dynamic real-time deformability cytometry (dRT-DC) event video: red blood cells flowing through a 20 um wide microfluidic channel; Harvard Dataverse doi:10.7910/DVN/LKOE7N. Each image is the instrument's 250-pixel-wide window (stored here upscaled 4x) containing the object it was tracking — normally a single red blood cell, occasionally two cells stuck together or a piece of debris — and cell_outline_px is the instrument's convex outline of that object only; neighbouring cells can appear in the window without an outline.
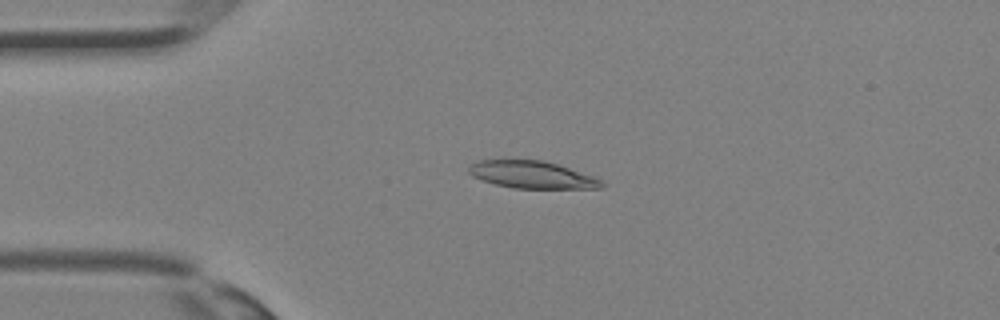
{"species": "Egyptian fruit bat (a non-hibernating species)", "species_latin": "Rousettus aegyptiacus", "temperature_condition": "room temperature", "stored_images_in_passage": 28, "camera_frame_rate_fps": 3000, "um_per_image_px": 0.085, "animal": {"sex": "female"}, "frame": {"image": 1, "passage_image": 2, "time_ms": 0.333, "image_size_px": [1000, 320], "cell_outline_px": [[604, 188], [512, 188], [496, 184], [472, 176], [468, 172], [468, 168], [476, 160], [544, 160], [604, 180]], "centroid_in_image_um": [45.22, 14.85], "position_along_channel_um": 39.8, "area_um2": 20.92}}
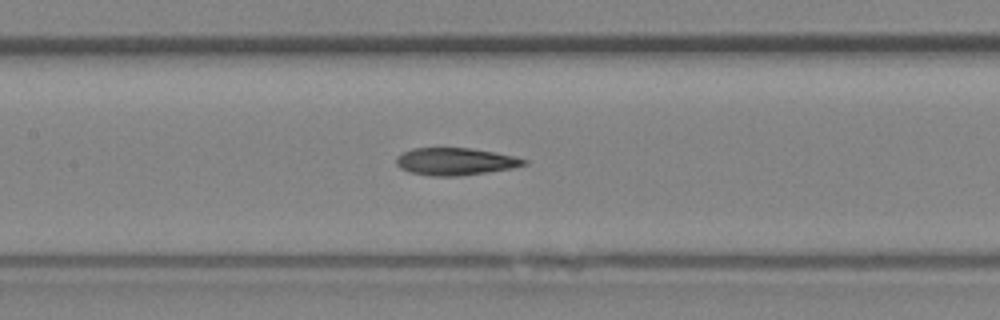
{"frame": {"image": 2, "passage_image": 10, "time_ms": 3.0, "image_size_px": [1000, 320], "cell_outline_px": [[528, 164], [512, 168], [488, 172], [460, 176], [432, 176], [408, 172], [400, 168], [396, 164], [396, 156], [400, 152], [412, 148], [472, 148], [512, 156], [528, 160]], "centroid_in_image_um": [38.65, 13.73], "position_along_channel_um": 168.8, "area_um2": 20.46}}
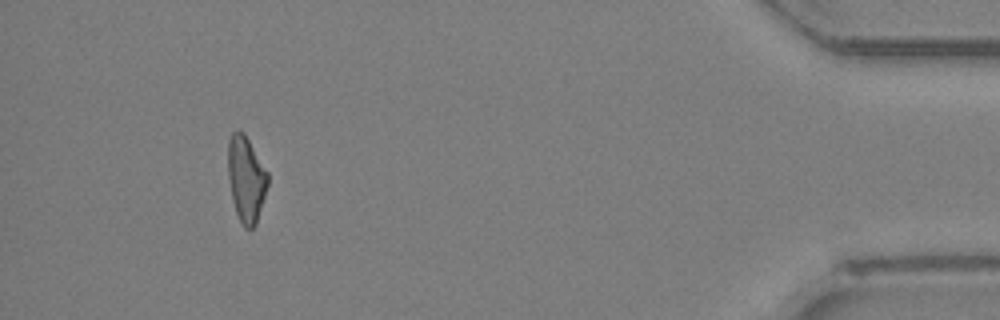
{"frame": {"image": 3, "passage_image": 26, "time_ms": 8.333, "image_size_px": [1000, 320], "cell_outline_px": [[268, 184], [256, 224], [252, 228], [244, 228], [236, 212], [232, 200], [228, 176], [228, 140], [232, 132], [244, 132], [268, 172]], "centroid_in_image_um": [20.92, 15.21], "position_along_channel_um": 414.3, "area_um2": 19.77}}